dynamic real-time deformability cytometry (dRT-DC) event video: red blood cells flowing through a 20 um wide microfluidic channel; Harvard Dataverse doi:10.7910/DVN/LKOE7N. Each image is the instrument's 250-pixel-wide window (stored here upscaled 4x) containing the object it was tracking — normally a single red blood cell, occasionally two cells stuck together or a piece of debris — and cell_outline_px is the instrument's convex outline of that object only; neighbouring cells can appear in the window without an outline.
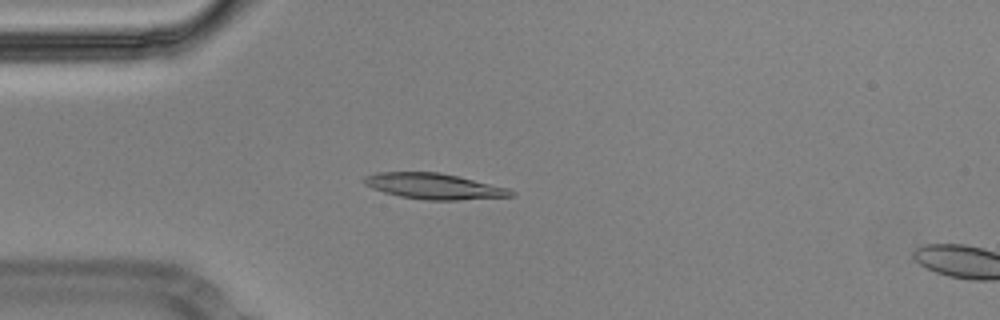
{"species": "Egyptian fruit bat (a non-hibernating species)", "species_latin": "Rousettus aegyptiacus", "temperature_condition": "cold", "stored_images_in_passage": 55, "camera_frame_rate_fps": 3000, "um_per_image_px": 0.085, "animal": {"sex": "male"}, "frame": {"image": 1, "passage_image": 14, "time_ms": 4.333, "image_size_px": [1000, 320], "cell_outline_px": [[516, 196], [456, 200], [424, 200], [400, 196], [384, 192], [372, 188], [364, 184], [360, 180], [364, 176], [380, 172], [436, 172], [456, 176], [508, 188], [516, 192]], "centroid_in_image_um": [36.86, 15.83], "position_along_channel_um": 48.1, "area_um2": 21.96}}
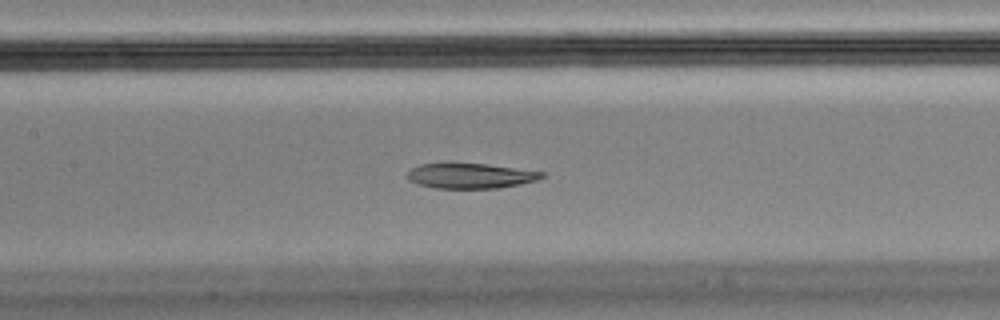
{"frame": {"image": 2, "passage_image": 25, "time_ms": 8.0, "image_size_px": [1000, 320], "cell_outline_px": [[544, 176], [540, 180], [520, 184], [496, 188], [436, 188], [416, 184], [408, 180], [408, 172], [412, 168], [420, 164], [488, 164], [544, 172]], "centroid_in_image_um": [40.01, 14.95], "position_along_channel_um": 167.4, "area_um2": 19.54}}
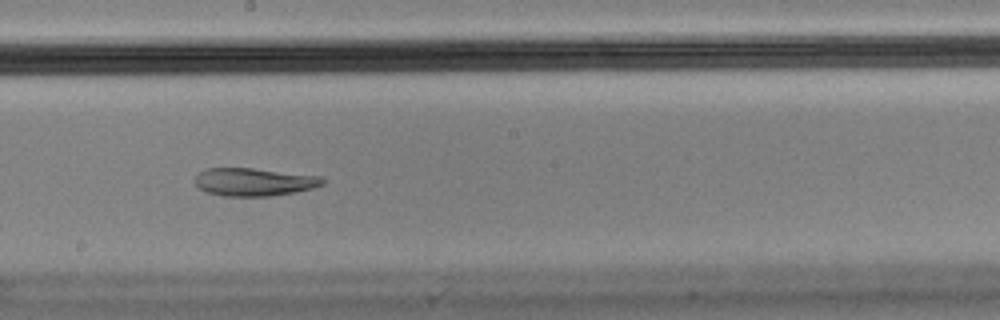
{"frame": {"image": 3, "passage_image": 30, "time_ms": 9.667, "image_size_px": [1000, 320], "cell_outline_px": [[324, 184], [312, 188], [296, 192], [272, 196], [224, 196], [208, 192], [200, 188], [196, 184], [196, 176], [204, 168], [252, 168], [320, 176], [324, 180]], "centroid_in_image_um": [21.6, 15.46], "position_along_channel_um": 226.6, "area_um2": 20.63}, "authors_computed_cell_mechanics": {"area_um2": 21.7328, "velocity_mm_per_s": 3.5714, "shape_relaxation_time_tau1_ms": null, "shape_relaxation_time_tau2_ms": 7.2014, "deformation_change_tau1": null, "deformation_change_tau2": 0.1325}}